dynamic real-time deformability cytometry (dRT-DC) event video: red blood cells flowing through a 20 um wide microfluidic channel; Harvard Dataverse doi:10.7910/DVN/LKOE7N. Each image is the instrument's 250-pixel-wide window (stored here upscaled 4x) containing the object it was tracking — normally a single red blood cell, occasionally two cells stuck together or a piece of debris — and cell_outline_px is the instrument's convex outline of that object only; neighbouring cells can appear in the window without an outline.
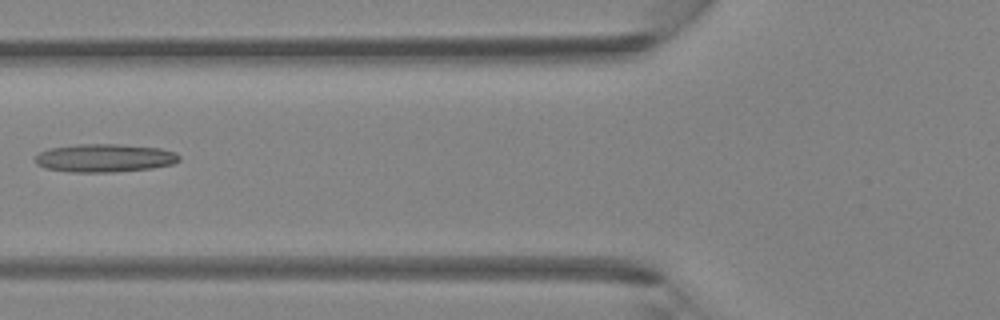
{"species": "Egyptian fruit bat (a non-hibernating species)", "species_latin": "Rousettus aegyptiacus", "temperature_condition": "room temperature", "stored_images_in_passage": 5, "camera_frame_rate_fps": 3000, "um_per_image_px": 0.085, "animal": {"sex": "female"}, "frame": {"image": 1, "passage_image": 5, "time_ms": 1.333, "image_size_px": [1000, 320], "cell_outline_px": [[180, 160], [172, 164], [152, 168], [112, 172], [72, 172], [44, 168], [36, 164], [36, 156], [40, 152], [48, 148], [76, 144], [120, 144], [160, 148], [176, 152], [180, 156]], "centroid_in_image_um": [8.89, 13.42], "position_along_channel_um": 116.9, "area_um2": 23.76}}